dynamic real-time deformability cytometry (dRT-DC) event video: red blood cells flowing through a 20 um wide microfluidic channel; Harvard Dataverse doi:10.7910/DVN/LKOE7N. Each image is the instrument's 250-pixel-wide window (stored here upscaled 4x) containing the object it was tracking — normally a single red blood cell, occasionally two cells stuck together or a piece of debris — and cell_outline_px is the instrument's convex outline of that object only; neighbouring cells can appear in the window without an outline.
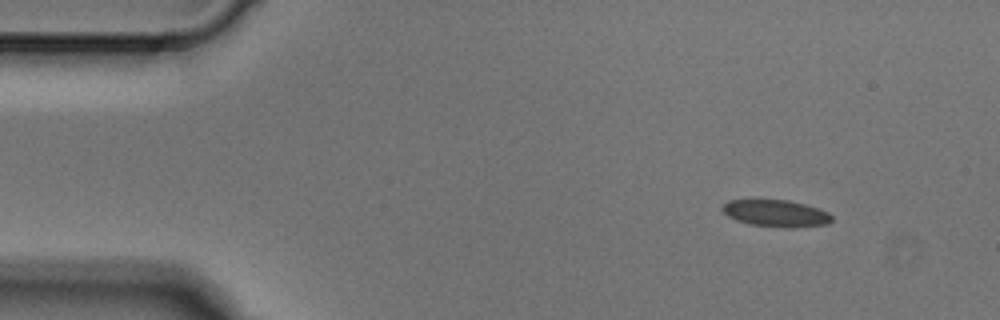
{"species": "Egyptian fruit bat (a non-hibernating species)", "species_latin": "Rousettus aegyptiacus", "temperature_condition": "cold", "stored_images_in_passage": 3, "camera_frame_rate_fps": 3000, "um_per_image_px": 0.085, "animal": {"sex": "male"}, "frame": {"image": 1, "passage_image": 1, "time_ms": 0.0, "image_size_px": [1000, 320], "cell_outline_px": [[832, 220], [828, 224], [796, 228], [784, 228], [752, 224], [736, 220], [728, 216], [720, 208], [728, 200], [788, 200], [820, 208], [828, 212], [832, 216]], "centroid_in_image_um": [65.99, 18.14], "position_along_channel_um": 19.0, "area_um2": 17.22}}